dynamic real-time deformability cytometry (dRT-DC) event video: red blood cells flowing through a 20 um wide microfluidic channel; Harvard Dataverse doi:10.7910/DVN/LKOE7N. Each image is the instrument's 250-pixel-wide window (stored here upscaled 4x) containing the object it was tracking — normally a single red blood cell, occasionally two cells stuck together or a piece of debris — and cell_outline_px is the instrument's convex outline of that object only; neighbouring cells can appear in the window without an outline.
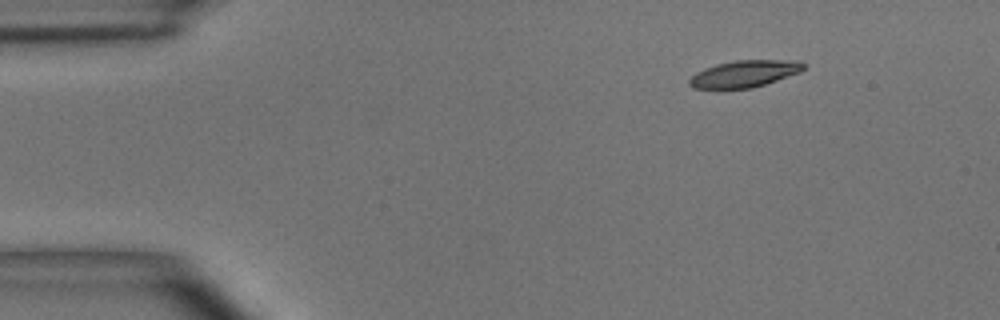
{"species": "common noctule bat (a hibernating species)", "species_latin": "Nyctalus noctula", "temperature_condition": "room temperature", "stored_images_in_passage": 3, "camera_frame_rate_fps": 3000, "um_per_image_px": 0.085, "animal": {"sex": "male", "body_mass_g": 15.6}, "frame": {"image": 1, "passage_image": 1, "time_ms": 0.0, "image_size_px": [1000, 320], "cell_outline_px": [[808, 64], [800, 72], [752, 88], [692, 88], [688, 84], [688, 80], [696, 72], [704, 68], [716, 64], [736, 60], [800, 60]], "centroid_in_image_um": [63.29, 6.25], "position_along_channel_um": 21.7, "area_um2": 17.86}}